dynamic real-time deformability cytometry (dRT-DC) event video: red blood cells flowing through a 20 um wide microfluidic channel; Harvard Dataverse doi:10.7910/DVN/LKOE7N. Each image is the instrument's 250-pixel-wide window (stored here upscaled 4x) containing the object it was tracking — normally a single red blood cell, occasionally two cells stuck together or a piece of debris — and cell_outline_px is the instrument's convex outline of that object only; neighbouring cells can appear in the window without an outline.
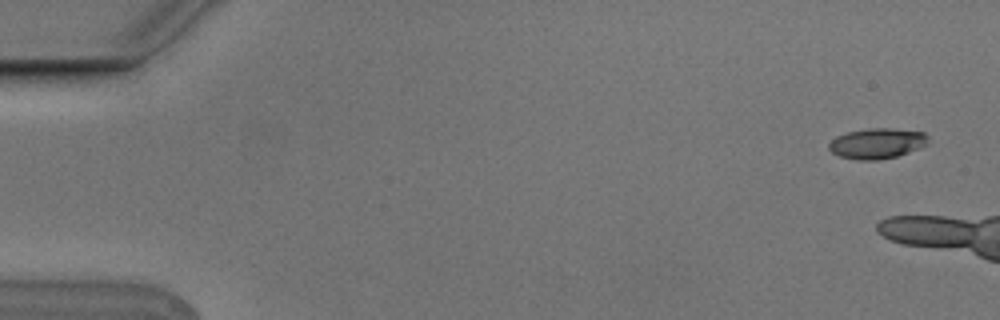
{"species": "Egyptian fruit bat (a non-hibernating species)", "species_latin": "Rousettus aegyptiacus", "temperature_condition": "cold", "stored_images_in_passage": 3, "camera_frame_rate_fps": 3000, "um_per_image_px": 0.085, "animal": {"sex": "male"}, "frame": {"image": 1, "passage_image": 1, "time_ms": 0.0, "image_size_px": [1000, 320], "cell_outline_px": [[928, 144], [908, 152], [896, 156], [876, 160], [856, 160], [840, 156], [832, 152], [828, 148], [828, 144], [836, 136], [848, 132], [868, 128], [892, 128], [924, 132], [928, 136]], "centroid_in_image_um": [74.54, 12.18], "position_along_channel_um": 10.5, "area_um2": 17.57}}